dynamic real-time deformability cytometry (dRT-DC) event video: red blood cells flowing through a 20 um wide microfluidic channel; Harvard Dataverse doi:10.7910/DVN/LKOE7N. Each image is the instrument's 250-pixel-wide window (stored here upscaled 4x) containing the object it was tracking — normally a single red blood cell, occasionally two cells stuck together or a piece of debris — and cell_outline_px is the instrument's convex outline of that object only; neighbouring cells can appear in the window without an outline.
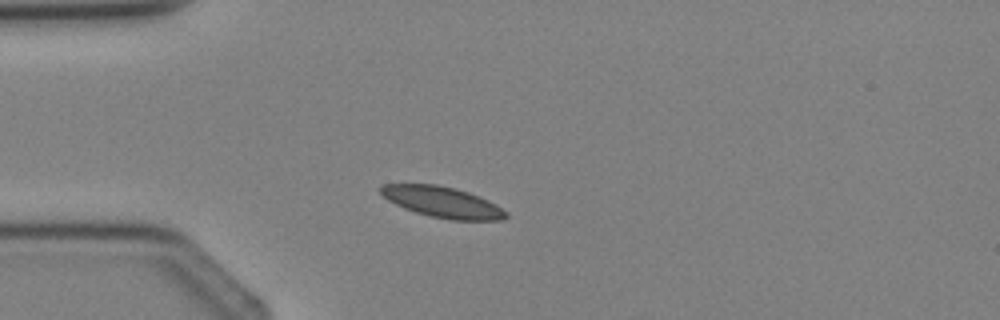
{"species": "Egyptian fruit bat (a non-hibernating species)", "species_latin": "Rousettus aegyptiacus", "temperature_condition": "cold", "stored_images_in_passage": 1, "camera_frame_rate_fps": 3000, "um_per_image_px": 0.085, "animal": {"sex": "female"}, "frame": {"image": 1, "passage_image": 1, "time_ms": 0.0, "image_size_px": [1000, 320], "cell_outline_px": [[508, 216], [500, 220], [452, 220], [432, 216], [416, 212], [404, 208], [388, 200], [380, 192], [380, 184], [436, 184], [456, 188], [480, 196], [496, 204], [508, 212]], "centroid_in_image_um": [37.63, 17.17], "position_along_channel_um": 47.4, "area_um2": 22.48}}